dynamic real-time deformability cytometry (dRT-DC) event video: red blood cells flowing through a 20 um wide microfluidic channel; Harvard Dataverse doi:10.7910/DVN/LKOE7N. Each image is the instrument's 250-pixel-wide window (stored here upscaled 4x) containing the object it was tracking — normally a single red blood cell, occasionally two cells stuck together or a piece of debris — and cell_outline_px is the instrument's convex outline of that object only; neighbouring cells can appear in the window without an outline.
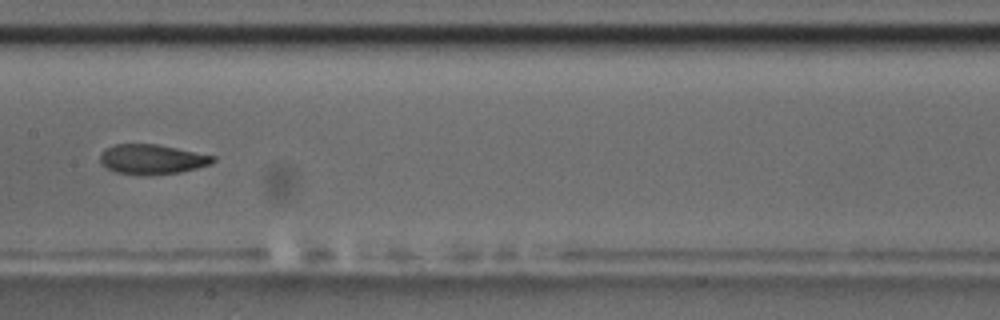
{"species": "common noctule bat (a hibernating species)", "species_latin": "Nyctalus noctula", "temperature_condition": "room temperature", "stored_images_in_passage": 10, "camera_frame_rate_fps": 3000, "um_per_image_px": 0.085, "animal": {"sex": "male", "body_mass_g": 17.5, "forearm_length_mm": 52.3}, "frame": {"image": 1, "passage_image": 9, "time_ms": 9.333, "image_size_px": [1000, 320], "cell_outline_px": [[216, 160], [208, 164], [196, 168], [180, 172], [152, 176], [144, 176], [116, 172], [108, 168], [100, 160], [100, 152], [104, 148], [116, 144], [156, 144], [216, 156]], "centroid_in_image_um": [12.9, 13.54], "position_along_channel_um": 194.5, "area_um2": 19.65}}
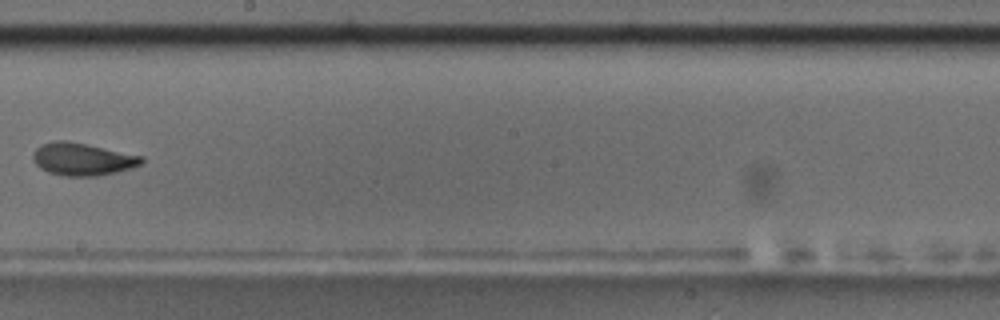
{"frame": {"image": 2, "passage_image": 10, "time_ms": 10.667, "image_size_px": [1000, 320], "cell_outline_px": [[144, 160], [140, 164], [132, 168], [100, 176], [64, 176], [48, 172], [40, 168], [36, 164], [32, 156], [32, 152], [40, 144], [56, 140], [68, 140], [144, 156]], "centroid_in_image_um": [7.0, 13.52], "position_along_channel_um": 241.2, "area_um2": 20.81}}